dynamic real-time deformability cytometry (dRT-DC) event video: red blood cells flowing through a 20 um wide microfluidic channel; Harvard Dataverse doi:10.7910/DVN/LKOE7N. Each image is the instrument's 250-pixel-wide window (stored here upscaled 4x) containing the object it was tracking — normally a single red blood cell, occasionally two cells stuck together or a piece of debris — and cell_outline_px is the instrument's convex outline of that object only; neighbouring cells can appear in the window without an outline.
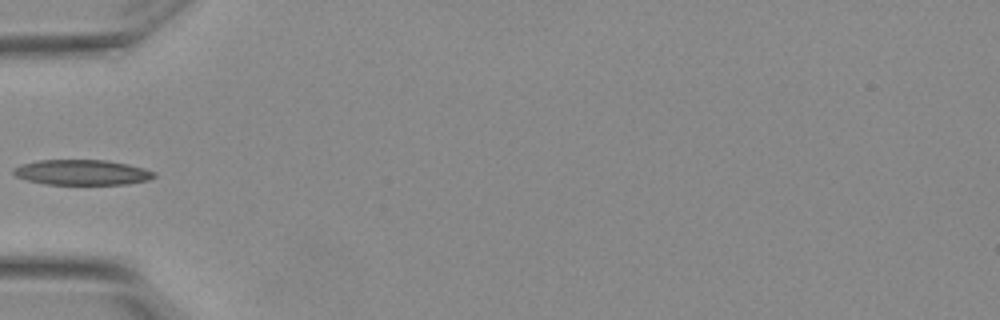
{"species": "Egyptian fruit bat (a non-hibernating species)", "species_latin": "Rousettus aegyptiacus", "temperature_condition": "warm", "stored_images_in_passage": 5, "camera_frame_rate_fps": 3000, "um_per_image_px": 0.085, "animal": {"sex": "female"}, "frame": {"image": 1, "passage_image": 4, "time_ms": 1.0, "image_size_px": [1000, 320], "cell_outline_px": [[156, 176], [148, 180], [128, 184], [44, 184], [28, 180], [16, 176], [12, 172], [12, 168], [20, 164], [40, 160], [108, 160], [128, 164], [144, 168], [156, 172]], "centroid_in_image_um": [6.97, 14.65], "position_along_channel_um": 78.0, "area_um2": 20.81}}
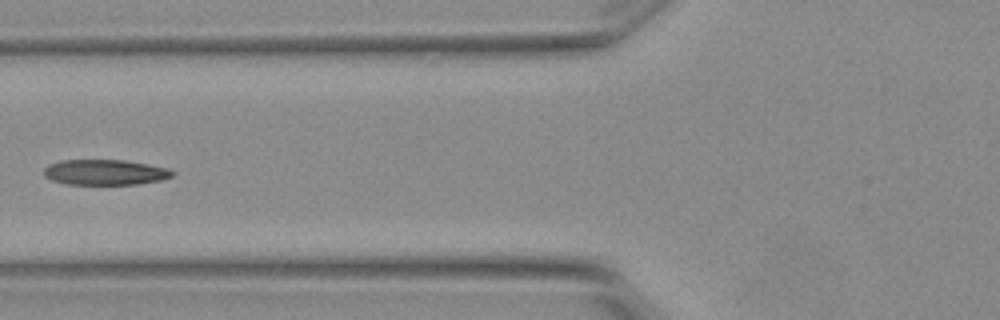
{"frame": {"image": 2, "passage_image": 5, "time_ms": 1.333, "image_size_px": [1000, 320], "cell_outline_px": [[176, 172], [172, 176], [160, 180], [136, 184], [64, 184], [52, 180], [44, 176], [44, 168], [48, 164], [64, 160], [124, 160], [148, 164], [168, 168]], "centroid_in_image_um": [8.92, 14.64], "position_along_channel_um": 116.9, "area_um2": 19.02}}